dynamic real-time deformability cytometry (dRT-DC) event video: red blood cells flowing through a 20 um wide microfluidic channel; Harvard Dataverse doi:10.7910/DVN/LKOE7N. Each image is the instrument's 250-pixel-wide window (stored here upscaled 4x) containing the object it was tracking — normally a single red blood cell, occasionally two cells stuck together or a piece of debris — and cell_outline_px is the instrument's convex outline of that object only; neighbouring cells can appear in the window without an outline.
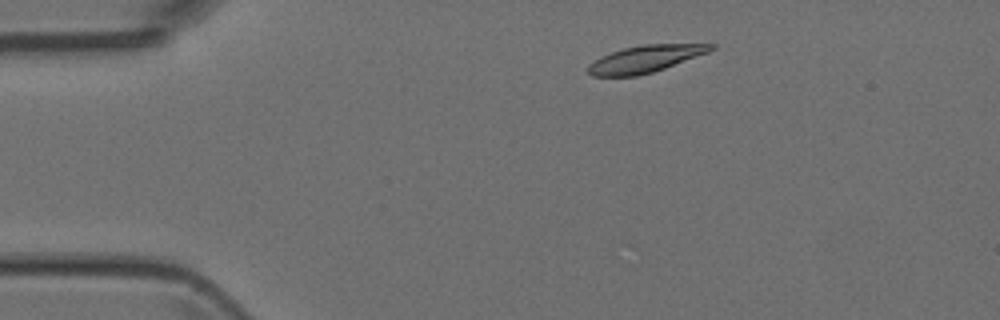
{"species": "Egyptian fruit bat (a non-hibernating species)", "species_latin": "Rousettus aegyptiacus", "temperature_condition": "room temperature", "stored_images_in_passage": 4, "camera_frame_rate_fps": 3000, "um_per_image_px": 0.085, "animal": {"sex": "female"}, "frame": {"image": 1, "passage_image": 2, "time_ms": 1.333, "image_size_px": [1000, 320], "cell_outline_px": [[716, 48], [708, 52], [664, 68], [652, 72], [636, 76], [592, 76], [588, 72], [588, 64], [600, 56], [624, 48], [644, 44], [716, 44]], "centroid_in_image_um": [54.82, 5.0], "position_along_channel_um": 30.2, "area_um2": 19.13}}
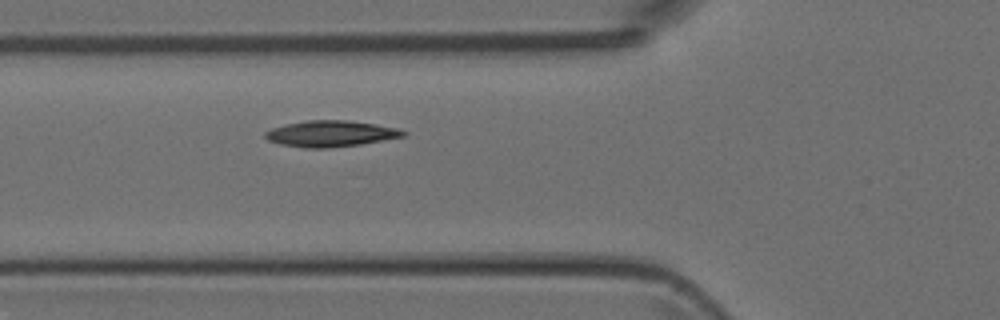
{"frame": {"image": 2, "passage_image": 4, "time_ms": 4.333, "image_size_px": [1000, 320], "cell_outline_px": [[408, 136], [360, 144], [328, 148], [304, 148], [280, 144], [268, 140], [264, 136], [264, 132], [272, 128], [284, 124], [308, 120], [348, 120], [376, 124], [400, 128], [408, 132]], "centroid_in_image_um": [28.15, 11.36], "position_along_channel_um": 97.7, "area_um2": 21.27}}